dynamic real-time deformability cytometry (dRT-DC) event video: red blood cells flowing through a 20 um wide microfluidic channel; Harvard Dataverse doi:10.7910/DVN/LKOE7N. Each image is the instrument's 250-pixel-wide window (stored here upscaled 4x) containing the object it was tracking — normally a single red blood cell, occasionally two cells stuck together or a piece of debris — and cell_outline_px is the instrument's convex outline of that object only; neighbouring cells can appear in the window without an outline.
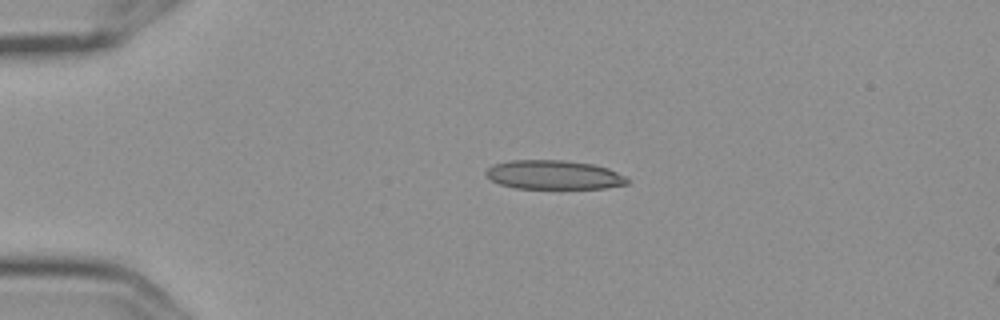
{"species": "Egyptian fruit bat (a non-hibernating species)", "species_latin": "Rousettus aegyptiacus", "temperature_condition": "cold", "stored_images_in_passage": 4, "camera_frame_rate_fps": 3000, "um_per_image_px": 0.085, "frame": {"image": 1, "passage_image": 4, "time_ms": 1.0, "image_size_px": [1000, 320], "cell_outline_px": [[628, 184], [608, 188], [516, 188], [500, 184], [484, 176], [484, 172], [488, 168], [496, 164], [508, 160], [564, 160], [592, 164], [608, 168], [624, 176], [628, 180]], "centroid_in_image_um": [47.06, 14.86], "position_along_channel_um": 37.9, "area_um2": 23.87}}